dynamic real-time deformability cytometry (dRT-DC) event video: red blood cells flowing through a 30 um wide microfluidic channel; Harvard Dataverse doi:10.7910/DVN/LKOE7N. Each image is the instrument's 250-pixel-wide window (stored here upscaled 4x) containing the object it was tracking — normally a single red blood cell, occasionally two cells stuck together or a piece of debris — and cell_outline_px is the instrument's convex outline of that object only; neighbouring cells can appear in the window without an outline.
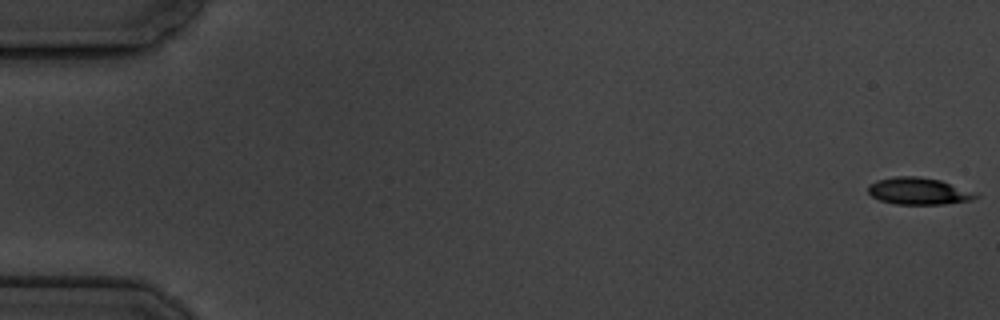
{"species": "common noctule bat (a hibernating species)", "species_latin": "Nyctalus noctula", "temperature_condition": "cold", "stored_images_in_passage": 6, "camera_frame_rate_fps": 3000, "um_per_image_px": 0.085, "animal": {"sex": "male", "body_mass_g": 19.5, "forearm_length_mm": 54.6}, "frame": {"image": 1, "passage_image": 1, "time_ms": 0.0, "image_size_px": [1000, 320], "cell_outline_px": [[980, 196], [972, 200], [944, 204], [896, 204], [880, 200], [872, 196], [868, 192], [868, 184], [876, 180], [896, 176], [916, 176], [940, 180], [980, 192]], "centroid_in_image_um": [78.14, 16.24], "position_along_channel_um": 6.9, "area_um2": 17.17}}
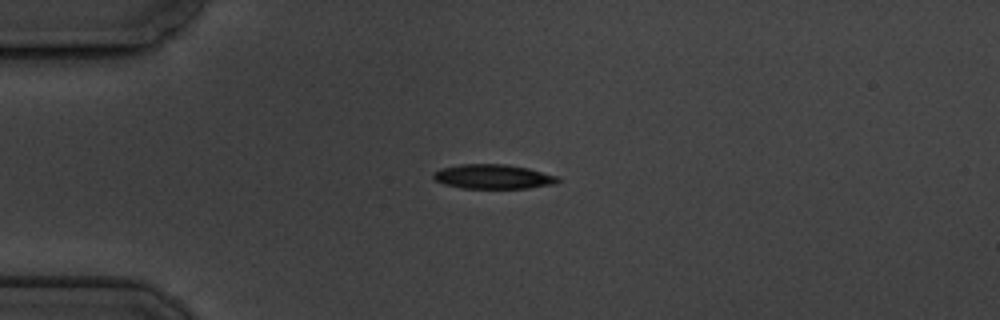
{"frame": {"image": 2, "passage_image": 5, "time_ms": 4.667, "image_size_px": [1000, 320], "cell_outline_px": [[560, 180], [556, 184], [528, 188], [460, 188], [444, 184], [436, 180], [432, 176], [432, 172], [440, 168], [460, 164], [504, 164], [528, 168], [556, 176]], "centroid_in_image_um": [41.88, 15.01], "position_along_channel_um": 43.1, "area_um2": 17.74}}